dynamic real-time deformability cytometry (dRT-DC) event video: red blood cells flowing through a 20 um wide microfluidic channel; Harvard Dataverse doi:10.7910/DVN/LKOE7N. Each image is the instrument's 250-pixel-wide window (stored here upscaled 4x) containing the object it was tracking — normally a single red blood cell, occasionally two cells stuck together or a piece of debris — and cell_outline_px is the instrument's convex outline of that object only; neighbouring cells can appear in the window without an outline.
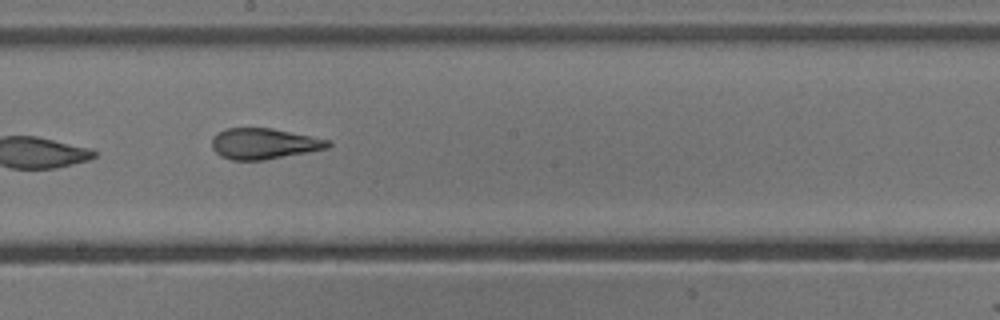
{"species": "common noctule bat (a hibernating species)", "species_latin": "Nyctalus noctula", "temperature_condition": "cold", "stored_images_in_passage": 15, "camera_frame_rate_fps": 3000, "um_per_image_px": 0.085, "animal": {"sex": "male", "body_mass_g": 13.3}, "frame": {"image": 1, "passage_image": 9, "time_ms": 2.667, "image_size_px": [1000, 320], "cell_outline_px": [[332, 144], [328, 148], [264, 160], [232, 160], [220, 156], [212, 148], [212, 136], [224, 128], [272, 128], [332, 140]], "centroid_in_image_um": [22.43, 12.2], "position_along_channel_um": 225.8, "area_um2": 20.98}}
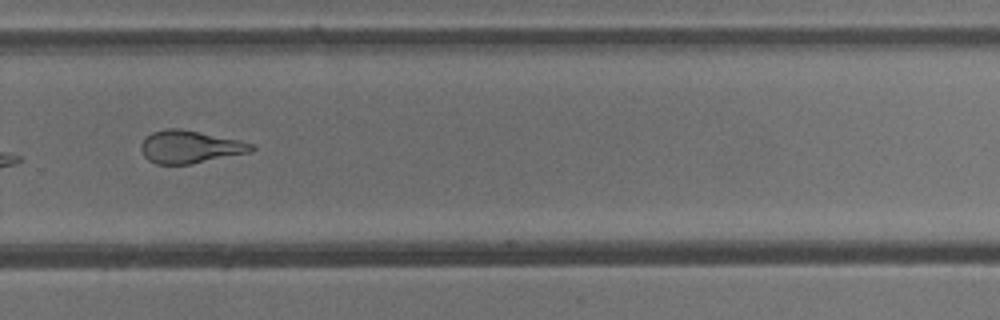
{"frame": {"image": 2, "passage_image": 11, "time_ms": 3.333, "image_size_px": [1000, 320], "cell_outline_px": [[256, 148], [252, 152], [192, 164], [156, 164], [148, 160], [144, 156], [140, 148], [140, 144], [144, 136], [152, 132], [168, 128], [180, 128], [240, 140], [256, 144]], "centroid_in_image_um": [16.16, 12.48], "position_along_channel_um": 313.6, "area_um2": 21.39}}